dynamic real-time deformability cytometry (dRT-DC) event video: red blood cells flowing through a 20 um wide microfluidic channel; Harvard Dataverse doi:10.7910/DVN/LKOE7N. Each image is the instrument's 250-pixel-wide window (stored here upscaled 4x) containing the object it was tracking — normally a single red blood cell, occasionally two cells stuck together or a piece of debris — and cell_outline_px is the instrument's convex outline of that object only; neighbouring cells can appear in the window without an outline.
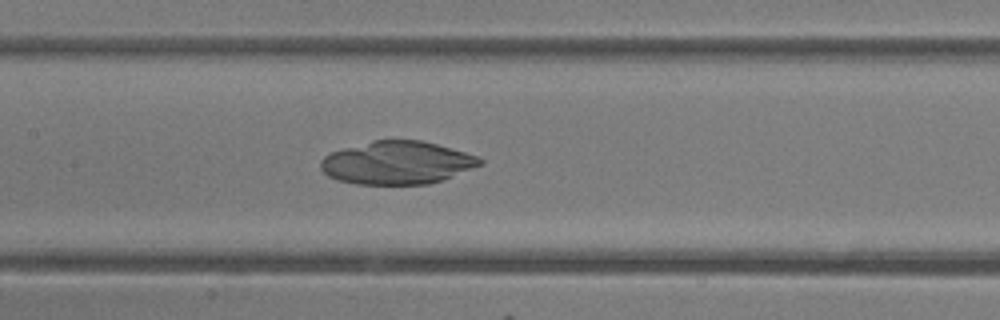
{"species": "common noctule bat (a hibernating species)", "species_latin": "Nyctalus noctula", "temperature_condition": "room temperature", "stored_images_in_passage": 24, "camera_frame_rate_fps": 3000, "um_per_image_px": 0.085, "animal": {"sex": "female"}, "frame": {"image": 1, "passage_image": 8, "time_ms": 2.333, "image_size_px": [1000, 320], "cell_outline_px": [[484, 164], [444, 180], [428, 184], [356, 184], [336, 180], [328, 176], [320, 168], [320, 160], [324, 156], [332, 152], [344, 148], [372, 140], [420, 140], [436, 144], [464, 152], [476, 156], [484, 160]], "centroid_in_image_um": [33.75, 13.84], "position_along_channel_um": 173.7, "area_um2": 40.0}}
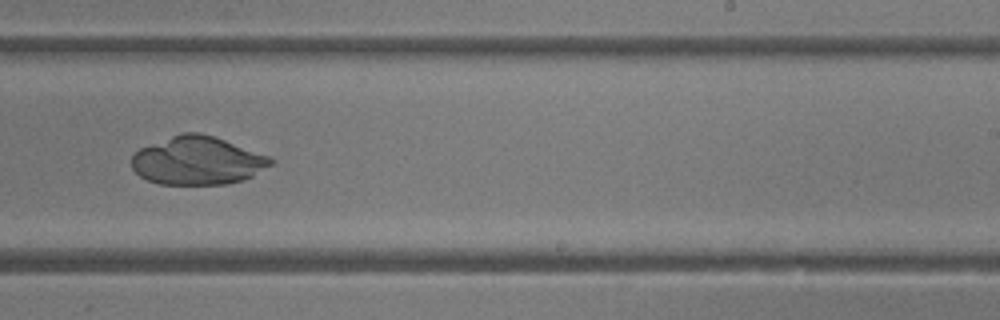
{"frame": {"image": 2, "passage_image": 15, "time_ms": 4.667, "image_size_px": [1000, 320], "cell_outline_px": [[272, 164], [252, 176], [244, 180], [228, 184], [160, 184], [148, 180], [140, 176], [132, 168], [132, 156], [140, 148], [180, 132], [200, 132], [224, 140], [268, 156], [272, 160]], "centroid_in_image_um": [16.76, 13.66], "position_along_channel_um": 272.2, "area_um2": 38.78}}
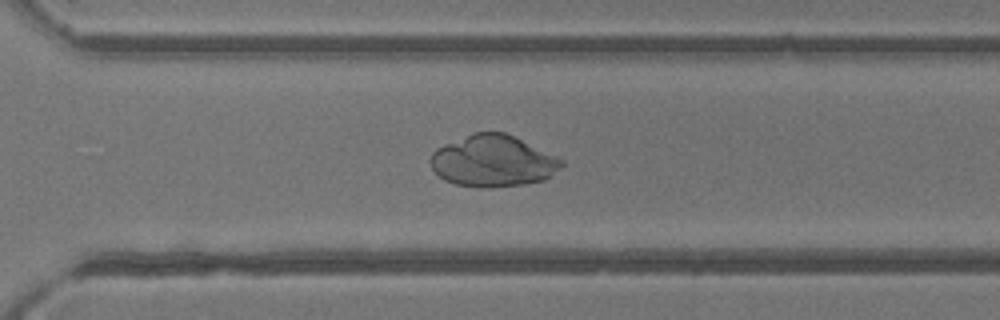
{"frame": {"image": 3, "passage_image": 19, "time_ms": 6.0, "image_size_px": [1000, 320], "cell_outline_px": [[564, 164], [552, 176], [544, 180], [524, 184], [488, 188], [484, 188], [456, 184], [444, 180], [432, 168], [428, 160], [432, 152], [436, 148], [444, 144], [472, 132], [504, 132], [556, 156], [564, 160]], "centroid_in_image_um": [41.88, 13.69], "position_along_channel_um": 328.7, "area_um2": 39.42}}